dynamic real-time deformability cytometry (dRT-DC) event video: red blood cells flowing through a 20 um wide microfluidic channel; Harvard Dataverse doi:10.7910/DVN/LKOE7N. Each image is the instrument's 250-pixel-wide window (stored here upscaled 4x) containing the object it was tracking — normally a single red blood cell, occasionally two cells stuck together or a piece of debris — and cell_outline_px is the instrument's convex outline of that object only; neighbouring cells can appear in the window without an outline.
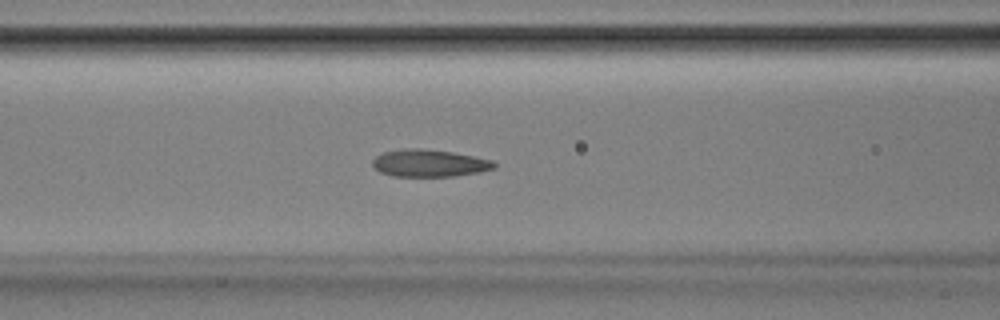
{"species": "Egyptian fruit bat (a non-hibernating species)", "species_latin": "Rousettus aegyptiacus", "temperature_condition": "room temperature", "stored_images_in_passage": 53, "camera_frame_rate_fps": 3000, "um_per_image_px": 0.085, "animal": {"sex": "male"}, "frame": {"image": 1, "passage_image": 22, "time_ms": 7.0, "image_size_px": [1000, 320], "cell_outline_px": [[496, 168], [480, 172], [452, 176], [392, 176], [380, 172], [372, 164], [372, 160], [376, 156], [384, 152], [404, 148], [424, 148], [452, 152], [492, 160], [496, 164]], "centroid_in_image_um": [36.49, 13.86], "position_along_channel_um": 130.1, "area_um2": 19.31}}
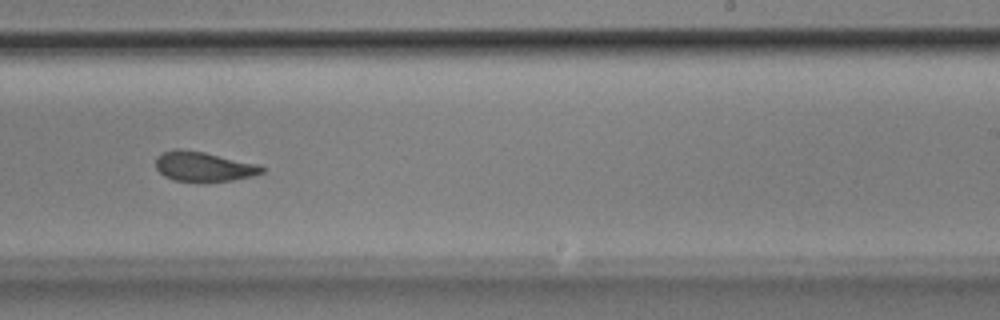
{"frame": {"image": 2, "passage_image": 33, "time_ms": 10.667, "image_size_px": [1000, 320], "cell_outline_px": [[264, 172], [252, 176], [232, 180], [172, 180], [164, 176], [156, 168], [156, 156], [160, 152], [172, 148], [180, 148], [204, 152], [260, 164], [264, 168]], "centroid_in_image_um": [17.27, 14.11], "position_along_channel_um": 271.7, "area_um2": 18.32}}
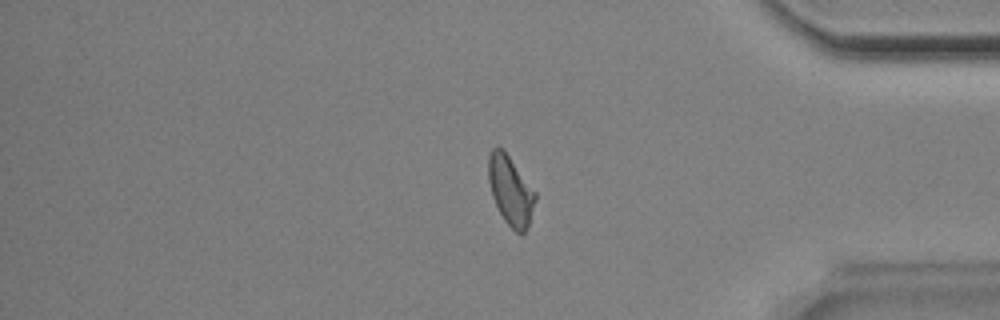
{"frame": {"image": 3, "passage_image": 44, "time_ms": 14.333, "image_size_px": [1000, 320], "cell_outline_px": [[536, 200], [528, 224], [524, 232], [520, 236], [504, 220], [492, 196], [488, 180], [488, 156], [492, 148], [496, 144], [504, 148], [536, 192]], "centroid_in_image_um": [43.38, 16.13], "position_along_channel_um": 391.8, "area_um2": 19.07}, "authors_computed_cell_mechanics": {"area_um2": 19.3052, "velocity_mm_per_s": 3.868, "shape_relaxation_time_tau1_ms": 3.9207, "shape_relaxation_time_tau2_ms": 1.2166, "deformation_change_tau1": 0.1406, "deformation_change_tau2": 0.09}}